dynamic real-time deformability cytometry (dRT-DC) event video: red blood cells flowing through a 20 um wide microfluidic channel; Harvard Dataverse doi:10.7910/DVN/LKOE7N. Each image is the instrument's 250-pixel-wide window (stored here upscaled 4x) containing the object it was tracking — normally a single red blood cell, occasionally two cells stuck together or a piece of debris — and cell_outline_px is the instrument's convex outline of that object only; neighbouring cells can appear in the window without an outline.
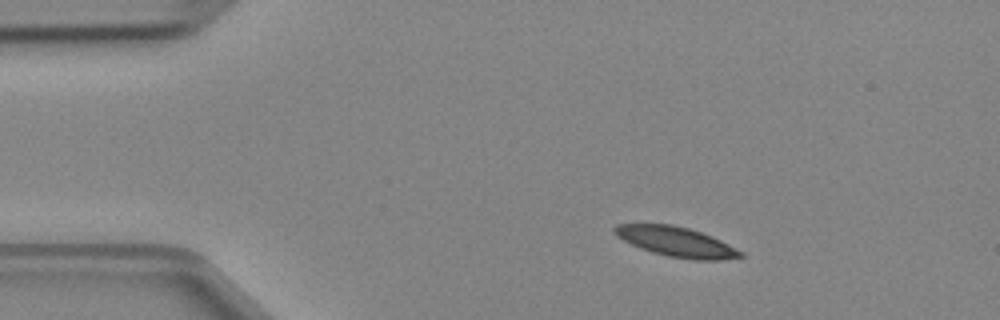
{"species": "Egyptian fruit bat (a non-hibernating species)", "species_latin": "Rousettus aegyptiacus", "temperature_condition": "cold", "stored_images_in_passage": 4, "camera_frame_rate_fps": 3000, "um_per_image_px": 0.085, "animal": {"sex": "female"}, "frame": {"image": 1, "passage_image": 2, "time_ms": 0.333, "image_size_px": [1000, 320], "cell_outline_px": [[744, 256], [720, 260], [692, 260], [668, 256], [652, 252], [640, 248], [616, 236], [612, 232], [612, 228], [616, 224], [672, 224], [688, 228], [712, 236], [744, 252]], "centroid_in_image_um": [57.47, 20.55], "position_along_channel_um": 27.5, "area_um2": 21.91}}
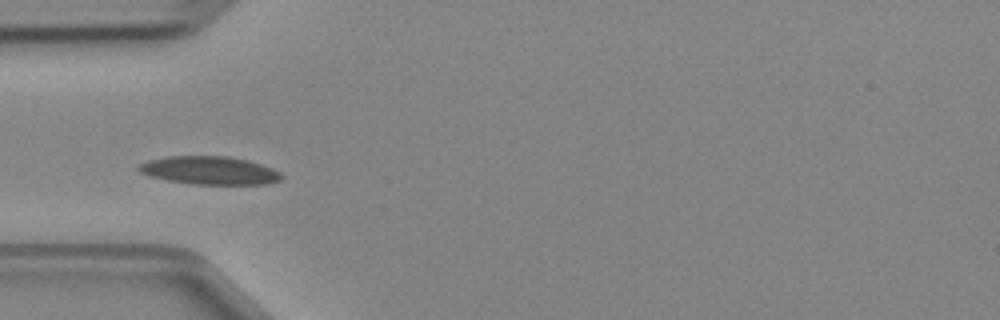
{"frame": {"image": 2, "passage_image": 4, "time_ms": 1.0, "image_size_px": [1000, 320], "cell_outline_px": [[284, 176], [280, 180], [268, 184], [192, 184], [168, 180], [148, 176], [140, 172], [136, 168], [140, 164], [148, 160], [168, 156], [228, 156], [248, 160], [272, 168], [280, 172]], "centroid_in_image_um": [17.81, 14.48], "position_along_channel_um": 67.2, "area_um2": 23.47}}